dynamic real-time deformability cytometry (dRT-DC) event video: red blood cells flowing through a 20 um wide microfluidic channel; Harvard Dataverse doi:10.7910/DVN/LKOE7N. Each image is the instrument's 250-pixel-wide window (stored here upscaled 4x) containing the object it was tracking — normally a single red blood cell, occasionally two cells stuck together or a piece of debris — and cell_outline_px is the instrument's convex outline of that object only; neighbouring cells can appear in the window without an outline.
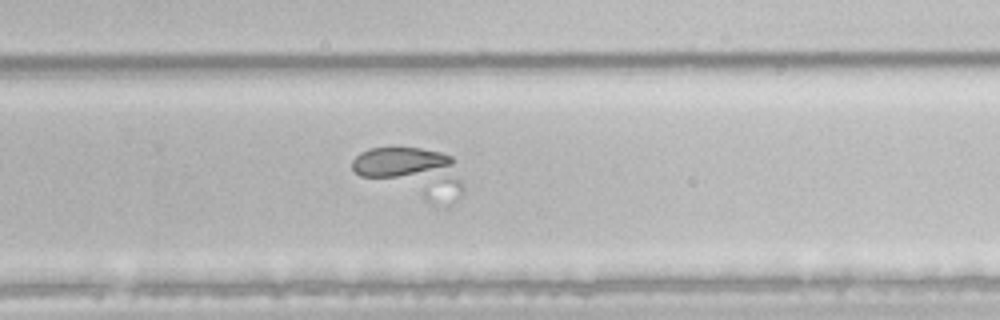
{"species": "common noctule bat (a hibernating species)", "species_latin": "Nyctalus noctula", "temperature_condition": "room temperature", "stored_images_in_passage": 51, "segment_of_instrument_passage": [2, 2], "camera_frame_rate_fps": 3000, "um_per_image_px": 0.085, "animal": {"sex": "male", "body_mass_g": 21.5, "forearm_length_mm": 52.0}, "frame": {"image": 1, "passage_image": 37, "time_ms": 12.0, "image_size_px": [1000, 320], "cell_outline_px": [[464, 188], [456, 200], [448, 208], [444, 208], [360, 176], [352, 168], [352, 160], [360, 152], [368, 148], [420, 148], [440, 152], [452, 156], [464, 184]], "centroid_in_image_um": [35.08, 14.69], "position_along_channel_um": 294.7, "area_um2": 32.43}}